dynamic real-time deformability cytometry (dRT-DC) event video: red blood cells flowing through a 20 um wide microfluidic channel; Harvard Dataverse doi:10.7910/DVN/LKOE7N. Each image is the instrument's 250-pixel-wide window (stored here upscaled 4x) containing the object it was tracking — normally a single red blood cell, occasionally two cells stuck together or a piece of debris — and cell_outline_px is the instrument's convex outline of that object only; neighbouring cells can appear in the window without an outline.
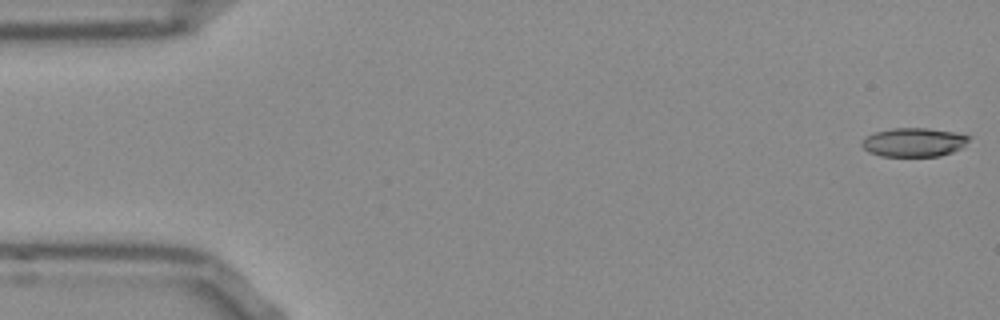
{"species": "Egyptian fruit bat (a non-hibernating species)", "species_latin": "Rousettus aegyptiacus", "temperature_condition": "room temperature", "stored_images_in_passage": 53, "camera_frame_rate_fps": 3000, "um_per_image_px": 0.085, "frame": {"image": 1, "passage_image": 1, "time_ms": 0.0, "image_size_px": [1000, 320], "cell_outline_px": [[972, 136], [960, 148], [952, 152], [940, 156], [880, 156], [868, 152], [860, 144], [860, 140], [876, 132], [892, 128], [928, 128], [952, 132]], "centroid_in_image_um": [77.64, 12.09], "position_along_channel_um": 7.4, "area_um2": 17.92}}
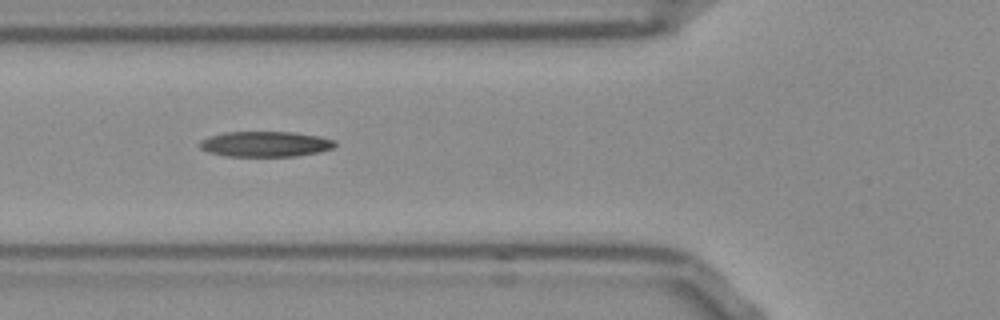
{"frame": {"image": 2, "passage_image": 19, "time_ms": 6.0, "image_size_px": [1000, 320], "cell_outline_px": [[336, 144], [332, 148], [316, 152], [296, 156], [224, 156], [208, 152], [200, 148], [200, 140], [208, 136], [224, 132], [296, 132], [320, 136], [336, 140]], "centroid_in_image_um": [22.53, 12.23], "position_along_channel_um": 103.3, "area_um2": 20.11}}
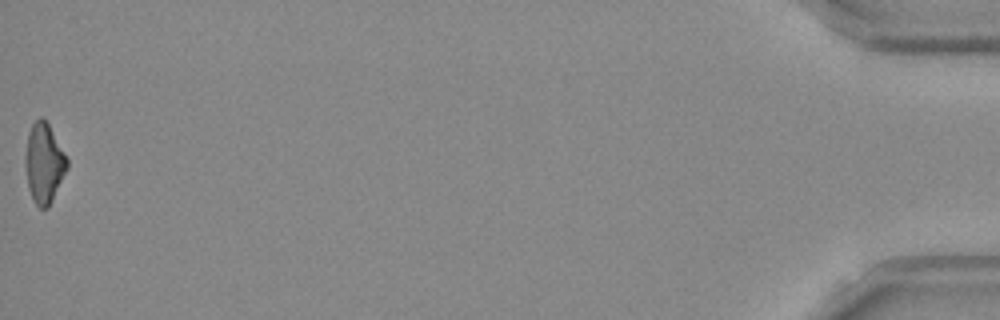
{"frame": {"image": 3, "passage_image": 53, "time_ms": 17.333, "image_size_px": [1000, 320], "cell_outline_px": [[68, 168], [48, 208], [40, 208], [36, 204], [28, 188], [24, 160], [28, 132], [32, 124], [40, 116], [48, 124], [68, 160]], "centroid_in_image_um": [3.73, 13.88], "position_along_channel_um": 431.5, "area_um2": 19.19}}